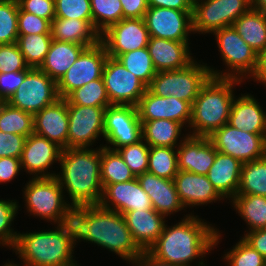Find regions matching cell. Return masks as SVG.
Here are the masks:
<instances>
[{
	"label": "cell",
	"mask_w": 266,
	"mask_h": 266,
	"mask_svg": "<svg viewBox=\"0 0 266 266\" xmlns=\"http://www.w3.org/2000/svg\"><path fill=\"white\" fill-rule=\"evenodd\" d=\"M71 222L76 242L81 239L96 243L132 264L143 253L134 241L124 216L119 212L100 205L79 206L73 208Z\"/></svg>",
	"instance_id": "1"
},
{
	"label": "cell",
	"mask_w": 266,
	"mask_h": 266,
	"mask_svg": "<svg viewBox=\"0 0 266 266\" xmlns=\"http://www.w3.org/2000/svg\"><path fill=\"white\" fill-rule=\"evenodd\" d=\"M197 217L188 214L176 225L168 227L165 224L163 232L148 252L157 260L179 266H190V262L197 257L204 258L218 245L221 234L211 227L212 224ZM198 266H205L203 259Z\"/></svg>",
	"instance_id": "2"
},
{
	"label": "cell",
	"mask_w": 266,
	"mask_h": 266,
	"mask_svg": "<svg viewBox=\"0 0 266 266\" xmlns=\"http://www.w3.org/2000/svg\"><path fill=\"white\" fill-rule=\"evenodd\" d=\"M61 171L55 177L66 189L73 208L99 205L103 193L101 183V145L98 149L65 148L60 159Z\"/></svg>",
	"instance_id": "3"
},
{
	"label": "cell",
	"mask_w": 266,
	"mask_h": 266,
	"mask_svg": "<svg viewBox=\"0 0 266 266\" xmlns=\"http://www.w3.org/2000/svg\"><path fill=\"white\" fill-rule=\"evenodd\" d=\"M55 230L18 233L13 250L23 266H80L73 259L76 245L73 223L57 224Z\"/></svg>",
	"instance_id": "4"
},
{
	"label": "cell",
	"mask_w": 266,
	"mask_h": 266,
	"mask_svg": "<svg viewBox=\"0 0 266 266\" xmlns=\"http://www.w3.org/2000/svg\"><path fill=\"white\" fill-rule=\"evenodd\" d=\"M241 80L210 77L201 87L192 103L191 120L193 136L210 137L216 130L228 123L234 100L233 87Z\"/></svg>",
	"instance_id": "5"
},
{
	"label": "cell",
	"mask_w": 266,
	"mask_h": 266,
	"mask_svg": "<svg viewBox=\"0 0 266 266\" xmlns=\"http://www.w3.org/2000/svg\"><path fill=\"white\" fill-rule=\"evenodd\" d=\"M24 190V201L28 213L55 224L71 221L73 207L64 200V190L56 177H32Z\"/></svg>",
	"instance_id": "6"
},
{
	"label": "cell",
	"mask_w": 266,
	"mask_h": 266,
	"mask_svg": "<svg viewBox=\"0 0 266 266\" xmlns=\"http://www.w3.org/2000/svg\"><path fill=\"white\" fill-rule=\"evenodd\" d=\"M210 77L209 66L194 60L182 69L156 72L147 88L156 96H173L192 105L201 87Z\"/></svg>",
	"instance_id": "7"
},
{
	"label": "cell",
	"mask_w": 266,
	"mask_h": 266,
	"mask_svg": "<svg viewBox=\"0 0 266 266\" xmlns=\"http://www.w3.org/2000/svg\"><path fill=\"white\" fill-rule=\"evenodd\" d=\"M213 35L225 65L230 68L227 69V73H223L209 67L211 77L241 81L250 78L257 65V53L240 37L233 26L216 30Z\"/></svg>",
	"instance_id": "8"
},
{
	"label": "cell",
	"mask_w": 266,
	"mask_h": 266,
	"mask_svg": "<svg viewBox=\"0 0 266 266\" xmlns=\"http://www.w3.org/2000/svg\"><path fill=\"white\" fill-rule=\"evenodd\" d=\"M252 8V0H194L193 33H213L230 27Z\"/></svg>",
	"instance_id": "9"
},
{
	"label": "cell",
	"mask_w": 266,
	"mask_h": 266,
	"mask_svg": "<svg viewBox=\"0 0 266 266\" xmlns=\"http://www.w3.org/2000/svg\"><path fill=\"white\" fill-rule=\"evenodd\" d=\"M59 98L57 82L39 68H31L7 103L34 115Z\"/></svg>",
	"instance_id": "10"
},
{
	"label": "cell",
	"mask_w": 266,
	"mask_h": 266,
	"mask_svg": "<svg viewBox=\"0 0 266 266\" xmlns=\"http://www.w3.org/2000/svg\"><path fill=\"white\" fill-rule=\"evenodd\" d=\"M209 139L215 149L241 163L255 161L266 155V134H251L228 123L216 130Z\"/></svg>",
	"instance_id": "11"
},
{
	"label": "cell",
	"mask_w": 266,
	"mask_h": 266,
	"mask_svg": "<svg viewBox=\"0 0 266 266\" xmlns=\"http://www.w3.org/2000/svg\"><path fill=\"white\" fill-rule=\"evenodd\" d=\"M107 57V50L101 41L87 47L57 82L59 97L66 98L75 89L100 79Z\"/></svg>",
	"instance_id": "12"
},
{
	"label": "cell",
	"mask_w": 266,
	"mask_h": 266,
	"mask_svg": "<svg viewBox=\"0 0 266 266\" xmlns=\"http://www.w3.org/2000/svg\"><path fill=\"white\" fill-rule=\"evenodd\" d=\"M142 139V123L136 106L111 105L105 110L104 140L113 145L103 147L117 150L123 146L137 143Z\"/></svg>",
	"instance_id": "13"
},
{
	"label": "cell",
	"mask_w": 266,
	"mask_h": 266,
	"mask_svg": "<svg viewBox=\"0 0 266 266\" xmlns=\"http://www.w3.org/2000/svg\"><path fill=\"white\" fill-rule=\"evenodd\" d=\"M103 80L111 105L137 106L147 86L116 58L107 57Z\"/></svg>",
	"instance_id": "14"
},
{
	"label": "cell",
	"mask_w": 266,
	"mask_h": 266,
	"mask_svg": "<svg viewBox=\"0 0 266 266\" xmlns=\"http://www.w3.org/2000/svg\"><path fill=\"white\" fill-rule=\"evenodd\" d=\"M106 108L68 105L67 148H88L99 136L104 137Z\"/></svg>",
	"instance_id": "15"
},
{
	"label": "cell",
	"mask_w": 266,
	"mask_h": 266,
	"mask_svg": "<svg viewBox=\"0 0 266 266\" xmlns=\"http://www.w3.org/2000/svg\"><path fill=\"white\" fill-rule=\"evenodd\" d=\"M149 38L144 18H123L100 35L108 56L116 59L126 52L147 47Z\"/></svg>",
	"instance_id": "16"
},
{
	"label": "cell",
	"mask_w": 266,
	"mask_h": 266,
	"mask_svg": "<svg viewBox=\"0 0 266 266\" xmlns=\"http://www.w3.org/2000/svg\"><path fill=\"white\" fill-rule=\"evenodd\" d=\"M193 10H176L161 7H148L144 21L150 37L172 41H188L193 32Z\"/></svg>",
	"instance_id": "17"
},
{
	"label": "cell",
	"mask_w": 266,
	"mask_h": 266,
	"mask_svg": "<svg viewBox=\"0 0 266 266\" xmlns=\"http://www.w3.org/2000/svg\"><path fill=\"white\" fill-rule=\"evenodd\" d=\"M63 148L53 141L35 133L30 134L25 141L20 158L21 168L34 178L55 177V173L47 171L55 161L61 159ZM46 171V172H45Z\"/></svg>",
	"instance_id": "18"
},
{
	"label": "cell",
	"mask_w": 266,
	"mask_h": 266,
	"mask_svg": "<svg viewBox=\"0 0 266 266\" xmlns=\"http://www.w3.org/2000/svg\"><path fill=\"white\" fill-rule=\"evenodd\" d=\"M140 121L168 119L183 126L190 123L192 105L173 96L159 97L148 88L137 104Z\"/></svg>",
	"instance_id": "19"
},
{
	"label": "cell",
	"mask_w": 266,
	"mask_h": 266,
	"mask_svg": "<svg viewBox=\"0 0 266 266\" xmlns=\"http://www.w3.org/2000/svg\"><path fill=\"white\" fill-rule=\"evenodd\" d=\"M99 205L122 215L128 211L152 209L150 198L137 178L105 185Z\"/></svg>",
	"instance_id": "20"
},
{
	"label": "cell",
	"mask_w": 266,
	"mask_h": 266,
	"mask_svg": "<svg viewBox=\"0 0 266 266\" xmlns=\"http://www.w3.org/2000/svg\"><path fill=\"white\" fill-rule=\"evenodd\" d=\"M178 144V170L207 175L218 152L209 137L187 134Z\"/></svg>",
	"instance_id": "21"
},
{
	"label": "cell",
	"mask_w": 266,
	"mask_h": 266,
	"mask_svg": "<svg viewBox=\"0 0 266 266\" xmlns=\"http://www.w3.org/2000/svg\"><path fill=\"white\" fill-rule=\"evenodd\" d=\"M34 133L55 142L61 148H67L68 105L65 98H59L53 104L33 115Z\"/></svg>",
	"instance_id": "22"
},
{
	"label": "cell",
	"mask_w": 266,
	"mask_h": 266,
	"mask_svg": "<svg viewBox=\"0 0 266 266\" xmlns=\"http://www.w3.org/2000/svg\"><path fill=\"white\" fill-rule=\"evenodd\" d=\"M147 49L157 72L182 69L194 61L188 41L150 37Z\"/></svg>",
	"instance_id": "23"
},
{
	"label": "cell",
	"mask_w": 266,
	"mask_h": 266,
	"mask_svg": "<svg viewBox=\"0 0 266 266\" xmlns=\"http://www.w3.org/2000/svg\"><path fill=\"white\" fill-rule=\"evenodd\" d=\"M136 178L141 188L148 194L152 208L156 212L166 217L184 208L174 180L160 178L149 172H145Z\"/></svg>",
	"instance_id": "24"
},
{
	"label": "cell",
	"mask_w": 266,
	"mask_h": 266,
	"mask_svg": "<svg viewBox=\"0 0 266 266\" xmlns=\"http://www.w3.org/2000/svg\"><path fill=\"white\" fill-rule=\"evenodd\" d=\"M174 183L184 208L224 199L208 180L207 175L179 170L174 177Z\"/></svg>",
	"instance_id": "25"
},
{
	"label": "cell",
	"mask_w": 266,
	"mask_h": 266,
	"mask_svg": "<svg viewBox=\"0 0 266 266\" xmlns=\"http://www.w3.org/2000/svg\"><path fill=\"white\" fill-rule=\"evenodd\" d=\"M132 237L142 251H148L158 240L165 226V216L153 208L123 214Z\"/></svg>",
	"instance_id": "26"
},
{
	"label": "cell",
	"mask_w": 266,
	"mask_h": 266,
	"mask_svg": "<svg viewBox=\"0 0 266 266\" xmlns=\"http://www.w3.org/2000/svg\"><path fill=\"white\" fill-rule=\"evenodd\" d=\"M228 124L251 134H266V112L250 94L234 98Z\"/></svg>",
	"instance_id": "27"
},
{
	"label": "cell",
	"mask_w": 266,
	"mask_h": 266,
	"mask_svg": "<svg viewBox=\"0 0 266 266\" xmlns=\"http://www.w3.org/2000/svg\"><path fill=\"white\" fill-rule=\"evenodd\" d=\"M242 164L230 155L216 153L207 177L223 198L232 200L236 196L240 185Z\"/></svg>",
	"instance_id": "28"
},
{
	"label": "cell",
	"mask_w": 266,
	"mask_h": 266,
	"mask_svg": "<svg viewBox=\"0 0 266 266\" xmlns=\"http://www.w3.org/2000/svg\"><path fill=\"white\" fill-rule=\"evenodd\" d=\"M86 48L81 44L52 40L39 69L58 82Z\"/></svg>",
	"instance_id": "29"
},
{
	"label": "cell",
	"mask_w": 266,
	"mask_h": 266,
	"mask_svg": "<svg viewBox=\"0 0 266 266\" xmlns=\"http://www.w3.org/2000/svg\"><path fill=\"white\" fill-rule=\"evenodd\" d=\"M53 40L76 43L87 47L100 41V34L87 20L54 18L51 21Z\"/></svg>",
	"instance_id": "30"
},
{
	"label": "cell",
	"mask_w": 266,
	"mask_h": 266,
	"mask_svg": "<svg viewBox=\"0 0 266 266\" xmlns=\"http://www.w3.org/2000/svg\"><path fill=\"white\" fill-rule=\"evenodd\" d=\"M232 26L257 54L266 49V15L264 13L251 8Z\"/></svg>",
	"instance_id": "31"
},
{
	"label": "cell",
	"mask_w": 266,
	"mask_h": 266,
	"mask_svg": "<svg viewBox=\"0 0 266 266\" xmlns=\"http://www.w3.org/2000/svg\"><path fill=\"white\" fill-rule=\"evenodd\" d=\"M141 123L142 139L149 146L172 148L179 146L177 141L183 129L181 123L168 119L141 121Z\"/></svg>",
	"instance_id": "32"
},
{
	"label": "cell",
	"mask_w": 266,
	"mask_h": 266,
	"mask_svg": "<svg viewBox=\"0 0 266 266\" xmlns=\"http://www.w3.org/2000/svg\"><path fill=\"white\" fill-rule=\"evenodd\" d=\"M231 202L250 231L266 228V197L236 195Z\"/></svg>",
	"instance_id": "33"
},
{
	"label": "cell",
	"mask_w": 266,
	"mask_h": 266,
	"mask_svg": "<svg viewBox=\"0 0 266 266\" xmlns=\"http://www.w3.org/2000/svg\"><path fill=\"white\" fill-rule=\"evenodd\" d=\"M236 195L266 197V155L242 164L240 185Z\"/></svg>",
	"instance_id": "34"
},
{
	"label": "cell",
	"mask_w": 266,
	"mask_h": 266,
	"mask_svg": "<svg viewBox=\"0 0 266 266\" xmlns=\"http://www.w3.org/2000/svg\"><path fill=\"white\" fill-rule=\"evenodd\" d=\"M100 174L103 187L107 184L123 183L136 178L120 154L103 145L101 146Z\"/></svg>",
	"instance_id": "35"
},
{
	"label": "cell",
	"mask_w": 266,
	"mask_h": 266,
	"mask_svg": "<svg viewBox=\"0 0 266 266\" xmlns=\"http://www.w3.org/2000/svg\"><path fill=\"white\" fill-rule=\"evenodd\" d=\"M0 131L28 137L34 133L33 114L3 102L0 105Z\"/></svg>",
	"instance_id": "36"
},
{
	"label": "cell",
	"mask_w": 266,
	"mask_h": 266,
	"mask_svg": "<svg viewBox=\"0 0 266 266\" xmlns=\"http://www.w3.org/2000/svg\"><path fill=\"white\" fill-rule=\"evenodd\" d=\"M51 33L19 35L17 45L30 68H39L52 42Z\"/></svg>",
	"instance_id": "37"
},
{
	"label": "cell",
	"mask_w": 266,
	"mask_h": 266,
	"mask_svg": "<svg viewBox=\"0 0 266 266\" xmlns=\"http://www.w3.org/2000/svg\"><path fill=\"white\" fill-rule=\"evenodd\" d=\"M67 105L91 107L111 106L103 77L95 79L72 91L66 98Z\"/></svg>",
	"instance_id": "38"
},
{
	"label": "cell",
	"mask_w": 266,
	"mask_h": 266,
	"mask_svg": "<svg viewBox=\"0 0 266 266\" xmlns=\"http://www.w3.org/2000/svg\"><path fill=\"white\" fill-rule=\"evenodd\" d=\"M178 171L176 148L150 146L147 172L160 178L174 180Z\"/></svg>",
	"instance_id": "39"
},
{
	"label": "cell",
	"mask_w": 266,
	"mask_h": 266,
	"mask_svg": "<svg viewBox=\"0 0 266 266\" xmlns=\"http://www.w3.org/2000/svg\"><path fill=\"white\" fill-rule=\"evenodd\" d=\"M117 59L147 87L151 84L157 71L147 47L126 52Z\"/></svg>",
	"instance_id": "40"
},
{
	"label": "cell",
	"mask_w": 266,
	"mask_h": 266,
	"mask_svg": "<svg viewBox=\"0 0 266 266\" xmlns=\"http://www.w3.org/2000/svg\"><path fill=\"white\" fill-rule=\"evenodd\" d=\"M93 27L101 35L111 25L123 19L120 0H90Z\"/></svg>",
	"instance_id": "41"
},
{
	"label": "cell",
	"mask_w": 266,
	"mask_h": 266,
	"mask_svg": "<svg viewBox=\"0 0 266 266\" xmlns=\"http://www.w3.org/2000/svg\"><path fill=\"white\" fill-rule=\"evenodd\" d=\"M18 13L17 0H0V45L17 43Z\"/></svg>",
	"instance_id": "42"
},
{
	"label": "cell",
	"mask_w": 266,
	"mask_h": 266,
	"mask_svg": "<svg viewBox=\"0 0 266 266\" xmlns=\"http://www.w3.org/2000/svg\"><path fill=\"white\" fill-rule=\"evenodd\" d=\"M149 149L150 146L141 139L137 143L123 146L116 151L137 177L148 170Z\"/></svg>",
	"instance_id": "43"
},
{
	"label": "cell",
	"mask_w": 266,
	"mask_h": 266,
	"mask_svg": "<svg viewBox=\"0 0 266 266\" xmlns=\"http://www.w3.org/2000/svg\"><path fill=\"white\" fill-rule=\"evenodd\" d=\"M223 258L228 266H266V259L243 238Z\"/></svg>",
	"instance_id": "44"
},
{
	"label": "cell",
	"mask_w": 266,
	"mask_h": 266,
	"mask_svg": "<svg viewBox=\"0 0 266 266\" xmlns=\"http://www.w3.org/2000/svg\"><path fill=\"white\" fill-rule=\"evenodd\" d=\"M55 18L87 20L93 26L90 0H55Z\"/></svg>",
	"instance_id": "45"
},
{
	"label": "cell",
	"mask_w": 266,
	"mask_h": 266,
	"mask_svg": "<svg viewBox=\"0 0 266 266\" xmlns=\"http://www.w3.org/2000/svg\"><path fill=\"white\" fill-rule=\"evenodd\" d=\"M13 201L0 199V244L11 248L14 247L18 235L11 229V224L20 207L16 200Z\"/></svg>",
	"instance_id": "46"
},
{
	"label": "cell",
	"mask_w": 266,
	"mask_h": 266,
	"mask_svg": "<svg viewBox=\"0 0 266 266\" xmlns=\"http://www.w3.org/2000/svg\"><path fill=\"white\" fill-rule=\"evenodd\" d=\"M30 69L17 43L0 45V73Z\"/></svg>",
	"instance_id": "47"
},
{
	"label": "cell",
	"mask_w": 266,
	"mask_h": 266,
	"mask_svg": "<svg viewBox=\"0 0 266 266\" xmlns=\"http://www.w3.org/2000/svg\"><path fill=\"white\" fill-rule=\"evenodd\" d=\"M51 33V22L19 7L18 35Z\"/></svg>",
	"instance_id": "48"
},
{
	"label": "cell",
	"mask_w": 266,
	"mask_h": 266,
	"mask_svg": "<svg viewBox=\"0 0 266 266\" xmlns=\"http://www.w3.org/2000/svg\"><path fill=\"white\" fill-rule=\"evenodd\" d=\"M26 138L18 134L0 131V158L13 157L20 159Z\"/></svg>",
	"instance_id": "49"
},
{
	"label": "cell",
	"mask_w": 266,
	"mask_h": 266,
	"mask_svg": "<svg viewBox=\"0 0 266 266\" xmlns=\"http://www.w3.org/2000/svg\"><path fill=\"white\" fill-rule=\"evenodd\" d=\"M19 7L38 17L49 20L55 18V0H17Z\"/></svg>",
	"instance_id": "50"
},
{
	"label": "cell",
	"mask_w": 266,
	"mask_h": 266,
	"mask_svg": "<svg viewBox=\"0 0 266 266\" xmlns=\"http://www.w3.org/2000/svg\"><path fill=\"white\" fill-rule=\"evenodd\" d=\"M29 70L18 72L0 73V99L7 102L15 93Z\"/></svg>",
	"instance_id": "51"
},
{
	"label": "cell",
	"mask_w": 266,
	"mask_h": 266,
	"mask_svg": "<svg viewBox=\"0 0 266 266\" xmlns=\"http://www.w3.org/2000/svg\"><path fill=\"white\" fill-rule=\"evenodd\" d=\"M21 168L19 158L2 157L0 158V183L10 182L16 178Z\"/></svg>",
	"instance_id": "52"
},
{
	"label": "cell",
	"mask_w": 266,
	"mask_h": 266,
	"mask_svg": "<svg viewBox=\"0 0 266 266\" xmlns=\"http://www.w3.org/2000/svg\"><path fill=\"white\" fill-rule=\"evenodd\" d=\"M123 18H144L148 10L147 0H120Z\"/></svg>",
	"instance_id": "53"
},
{
	"label": "cell",
	"mask_w": 266,
	"mask_h": 266,
	"mask_svg": "<svg viewBox=\"0 0 266 266\" xmlns=\"http://www.w3.org/2000/svg\"><path fill=\"white\" fill-rule=\"evenodd\" d=\"M242 238L266 259V228L249 231Z\"/></svg>",
	"instance_id": "54"
},
{
	"label": "cell",
	"mask_w": 266,
	"mask_h": 266,
	"mask_svg": "<svg viewBox=\"0 0 266 266\" xmlns=\"http://www.w3.org/2000/svg\"><path fill=\"white\" fill-rule=\"evenodd\" d=\"M194 0H147L148 7L193 10Z\"/></svg>",
	"instance_id": "55"
},
{
	"label": "cell",
	"mask_w": 266,
	"mask_h": 266,
	"mask_svg": "<svg viewBox=\"0 0 266 266\" xmlns=\"http://www.w3.org/2000/svg\"><path fill=\"white\" fill-rule=\"evenodd\" d=\"M252 77L266 86V49L257 54V65L250 78Z\"/></svg>",
	"instance_id": "56"
},
{
	"label": "cell",
	"mask_w": 266,
	"mask_h": 266,
	"mask_svg": "<svg viewBox=\"0 0 266 266\" xmlns=\"http://www.w3.org/2000/svg\"><path fill=\"white\" fill-rule=\"evenodd\" d=\"M136 266H179L162 262L153 257L148 251H143L142 255L133 263Z\"/></svg>",
	"instance_id": "57"
},
{
	"label": "cell",
	"mask_w": 266,
	"mask_h": 266,
	"mask_svg": "<svg viewBox=\"0 0 266 266\" xmlns=\"http://www.w3.org/2000/svg\"><path fill=\"white\" fill-rule=\"evenodd\" d=\"M252 8L266 15V0H252Z\"/></svg>",
	"instance_id": "58"
},
{
	"label": "cell",
	"mask_w": 266,
	"mask_h": 266,
	"mask_svg": "<svg viewBox=\"0 0 266 266\" xmlns=\"http://www.w3.org/2000/svg\"><path fill=\"white\" fill-rule=\"evenodd\" d=\"M9 263H5L3 266H19L20 264H15V263H13V261H12V263L10 262V261H8Z\"/></svg>",
	"instance_id": "59"
}]
</instances>
